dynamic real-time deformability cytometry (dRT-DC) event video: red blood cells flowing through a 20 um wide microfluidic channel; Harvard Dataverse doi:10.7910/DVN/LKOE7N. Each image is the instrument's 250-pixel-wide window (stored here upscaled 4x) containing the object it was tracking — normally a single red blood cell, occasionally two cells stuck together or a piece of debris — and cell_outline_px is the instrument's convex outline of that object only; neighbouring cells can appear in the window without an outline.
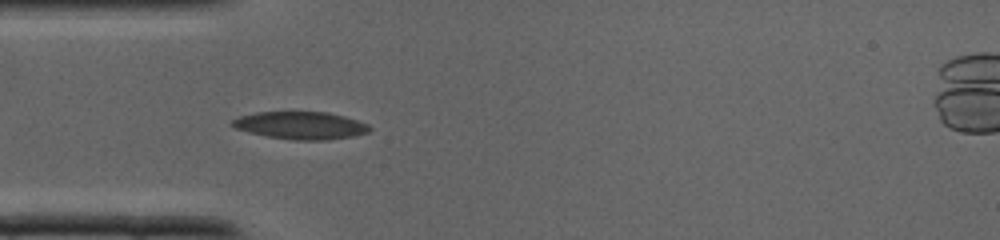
{"species": "common noctule bat (a hibernating species)", "species_latin": "Nyctalus noctula", "temperature_condition": "cold", "stored_images_in_passage": 29, "camera_frame_rate_fps": 3000, "um_per_image_px": 0.085, "animal": {"sex": "male", "body_mass_g": 19.0, "forearm_length_mm": 50.8}, "frame": {"image": 1, "passage_image": 3, "time_ms": 0.667, "image_size_px": [1000, 240], "cell_outline_px": [[372, 128], [368, 132], [352, 136], [328, 140], [292, 140], [268, 136], [248, 132], [236, 128], [228, 124], [232, 120], [240, 116], [256, 112], [328, 112], [344, 116], [368, 124]], "centroid_in_image_um": [25.54, 10.66], "position_along_channel_um": 59.5, "area_um2": 22.02}}
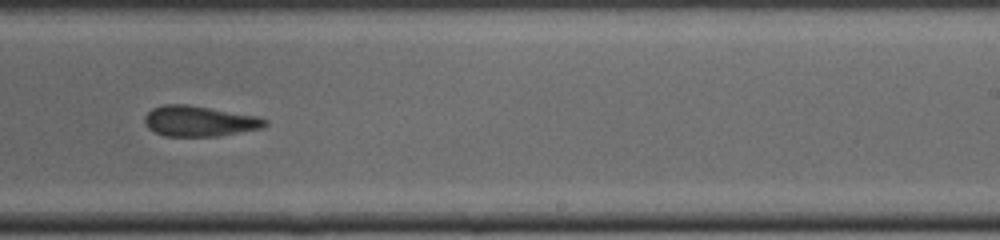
{"frame": {"image": 2, "passage_image": 15, "time_ms": 4.667, "image_size_px": [1000, 240], "cell_outline_px": [[268, 124], [260, 128], [216, 136], [164, 136], [148, 128], [144, 124], [144, 116], [152, 108], [164, 104], [188, 104], [256, 116], [268, 120]], "centroid_in_image_um": [16.89, 10.29], "position_along_channel_um": 272.1, "area_um2": 21.27}}
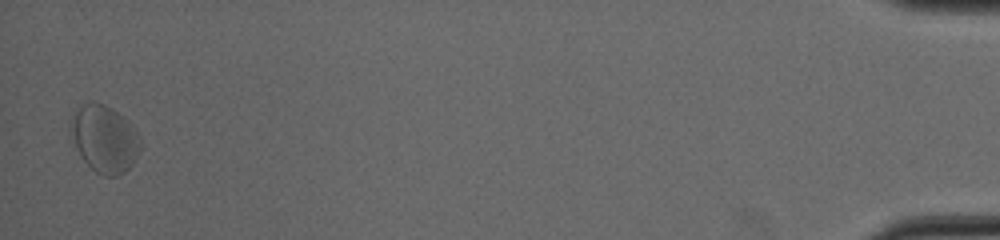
{"frame": {"image": 3, "passage_image": 29, "time_ms": 9.333, "image_size_px": [1000, 240], "cell_outline_px": [[140, 152], [132, 164], [124, 172], [116, 176], [104, 176], [96, 172], [80, 156], [68, 136], [76, 112], [84, 104], [92, 100], [104, 104], [124, 116], [128, 120], [140, 136]], "centroid_in_image_um": [8.88, 11.81], "position_along_channel_um": 426.3, "area_um2": 27.28}}